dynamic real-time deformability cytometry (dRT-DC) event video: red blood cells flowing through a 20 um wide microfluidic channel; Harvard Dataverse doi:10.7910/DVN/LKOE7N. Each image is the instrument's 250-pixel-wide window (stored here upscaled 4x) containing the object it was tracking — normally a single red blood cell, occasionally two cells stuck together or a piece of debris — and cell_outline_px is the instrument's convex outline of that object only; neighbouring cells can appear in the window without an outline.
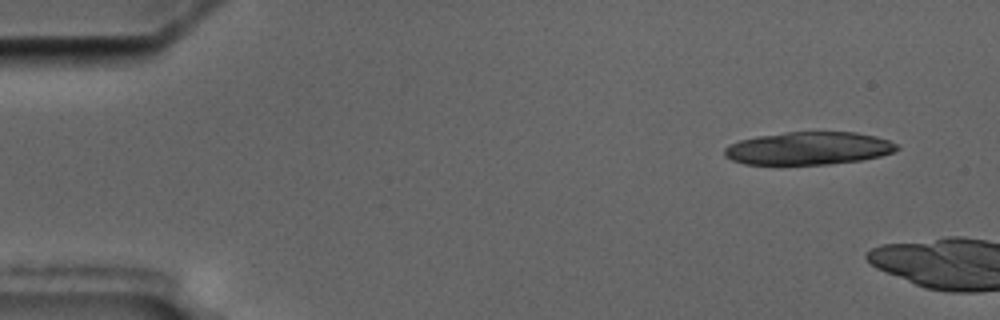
{"species": "common noctule bat (a hibernating species)", "species_latin": "Nyctalus noctula", "temperature_condition": "cold", "stored_images_in_passage": 4, "camera_frame_rate_fps": 3000, "um_per_image_px": 0.085, "animal": {"sex": "male", "body_mass_g": 17.5, "forearm_length_mm": 52.3}, "frame": {"image": 1, "passage_image": 1, "time_ms": 0.0, "image_size_px": [1000, 320], "cell_outline_px": [[900, 148], [892, 152], [880, 156], [860, 160], [828, 164], [744, 164], [732, 160], [724, 156], [724, 148], [740, 140], [756, 136], [784, 132], [856, 132], [876, 136], [888, 140], [896, 144]], "centroid_in_image_um": [68.72, 12.6], "position_along_channel_um": 16.3, "area_um2": 32.89}}